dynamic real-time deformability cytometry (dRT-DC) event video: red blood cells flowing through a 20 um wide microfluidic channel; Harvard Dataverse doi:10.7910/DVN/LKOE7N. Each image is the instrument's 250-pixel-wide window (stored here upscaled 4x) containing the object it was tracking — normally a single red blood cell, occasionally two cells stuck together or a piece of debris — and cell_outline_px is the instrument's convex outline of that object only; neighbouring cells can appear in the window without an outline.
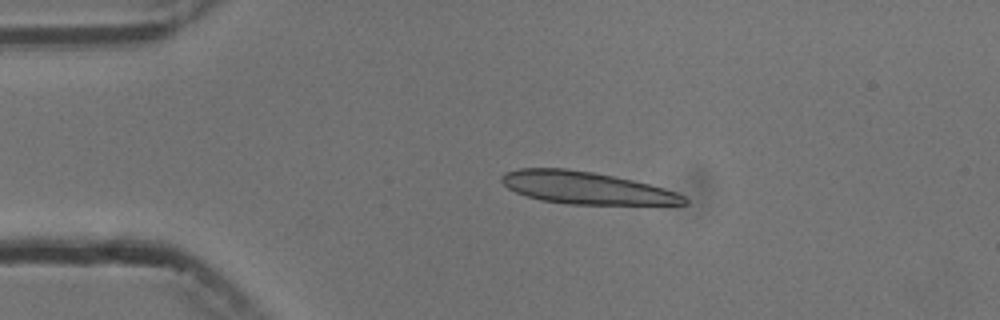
{"species": "common noctule bat (a hibernating species)", "species_latin": "Nyctalus noctula", "temperature_condition": "cold", "stored_images_in_passage": 5, "segment_of_instrument_passage": [1, 2], "camera_frame_rate_fps": 3000, "um_per_image_px": 0.085, "animal": {"sex": "male", "body_mass_g": 13.3}, "frame": {"image": 1, "passage_image": 3, "time_ms": 2.0, "image_size_px": [1000, 320], "cell_outline_px": [[688, 204], [568, 204], [540, 200], [516, 192], [508, 188], [500, 180], [500, 176], [504, 172], [520, 168], [564, 168], [592, 172], [632, 180], [664, 188], [676, 192], [684, 196], [688, 200]], "centroid_in_image_um": [49.78, 15.96], "position_along_channel_um": 35.2, "area_um2": 34.04}}